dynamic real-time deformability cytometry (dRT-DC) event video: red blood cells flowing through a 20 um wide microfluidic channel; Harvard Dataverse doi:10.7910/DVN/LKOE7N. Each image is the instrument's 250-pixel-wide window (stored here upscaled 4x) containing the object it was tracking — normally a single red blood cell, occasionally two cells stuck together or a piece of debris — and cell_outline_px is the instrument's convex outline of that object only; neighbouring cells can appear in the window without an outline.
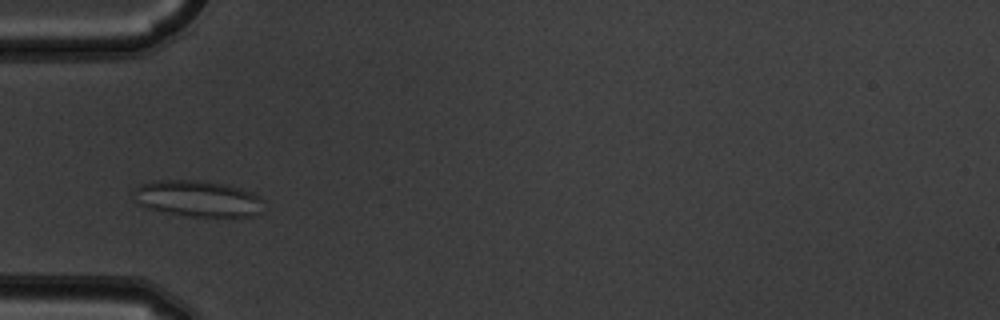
{"species": "common noctule bat (a hibernating species)", "species_latin": "Nyctalus noctula", "temperature_condition": "warm", "stored_images_in_passage": 8, "camera_frame_rate_fps": 3000, "um_per_image_px": 0.085, "animal": {"sex": "male", "body_mass_g": 19.5, "forearm_length_mm": 54.6}, "frame": {"image": 1, "passage_image": 2, "time_ms": 0.333, "image_size_px": [1000, 320], "cell_outline_px": [[264, 200], [260, 212], [256, 216], [184, 216], [148, 208], [140, 204], [132, 192], [132, 188], [140, 184], [156, 180], [196, 180], [220, 184], [240, 188], [252, 192], [260, 196]], "centroid_in_image_um": [16.8, 16.88], "position_along_channel_um": 68.2, "area_um2": 27.34}}
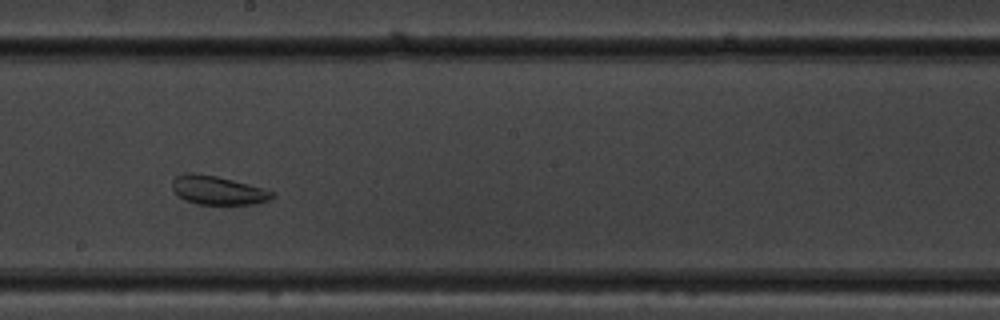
{"frame": {"image": 2, "passage_image": 6, "time_ms": 1.667, "image_size_px": [1000, 320], "cell_outline_px": [[276, 196], [268, 200], [256, 204], [196, 204], [184, 200], [172, 188], [172, 180], [176, 176], [184, 172], [192, 172], [216, 176], [264, 188], [276, 192]], "centroid_in_image_um": [18.53, 16.17], "position_along_channel_um": 229.7, "area_um2": 16.82}}
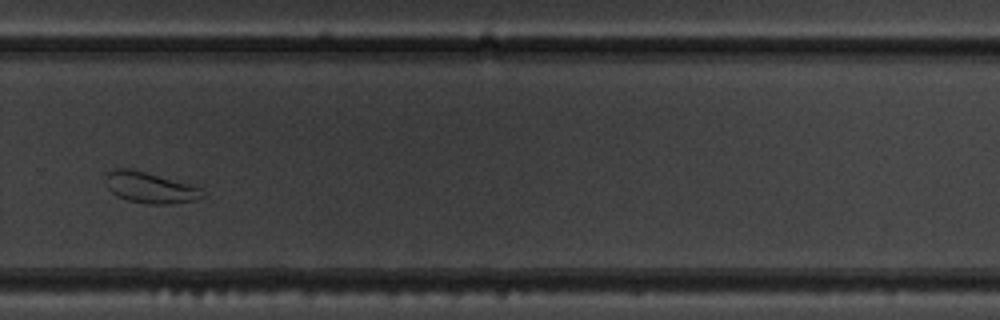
{"frame": {"image": 3, "passage_image": 8, "time_ms": 2.333, "image_size_px": [1000, 320], "cell_outline_px": [[208, 196], [196, 200], [172, 204], [144, 204], [128, 200], [116, 196], [108, 188], [104, 180], [108, 172], [116, 168], [128, 168], [144, 172], [188, 184], [200, 188]], "centroid_in_image_um": [12.75, 15.97], "position_along_channel_um": 317.0, "area_um2": 17.46}}